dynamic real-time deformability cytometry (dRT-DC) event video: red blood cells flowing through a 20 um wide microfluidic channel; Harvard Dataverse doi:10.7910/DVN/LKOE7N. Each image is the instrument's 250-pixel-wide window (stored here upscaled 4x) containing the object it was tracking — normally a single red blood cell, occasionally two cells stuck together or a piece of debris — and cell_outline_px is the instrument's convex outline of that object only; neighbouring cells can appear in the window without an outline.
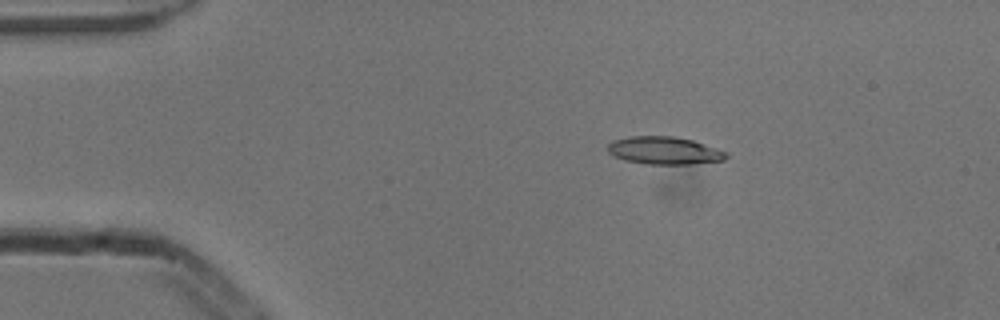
{"species": "common noctule bat (a hibernating species)", "species_latin": "Nyctalus noctula", "temperature_condition": "cold", "stored_images_in_passage": 6, "camera_frame_rate_fps": 3000, "um_per_image_px": 0.085, "animal": {"sex": "male", "body_mass_g": 13.3}, "frame": {"image": 1, "passage_image": 2, "time_ms": 0.333, "image_size_px": [1000, 320], "cell_outline_px": [[728, 156], [724, 160], [688, 164], [644, 164], [624, 160], [608, 152], [608, 144], [612, 140], [628, 136], [672, 136], [692, 140], [728, 152]], "centroid_in_image_um": [56.45, 12.79], "position_along_channel_um": 28.6, "area_um2": 19.07}}
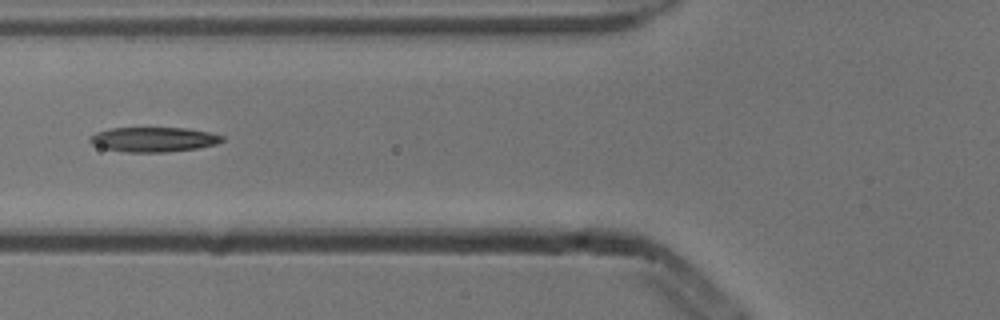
{"frame": {"image": 2, "passage_image": 5, "time_ms": 1.333, "image_size_px": [1000, 320], "cell_outline_px": [[224, 140], [216, 144], [196, 148], [168, 152], [124, 152], [104, 148], [92, 144], [88, 140], [96, 132], [112, 128], [184, 128], [208, 132], [224, 136]], "centroid_in_image_um": [13.05, 11.86], "position_along_channel_um": 112.7, "area_um2": 18.9}}
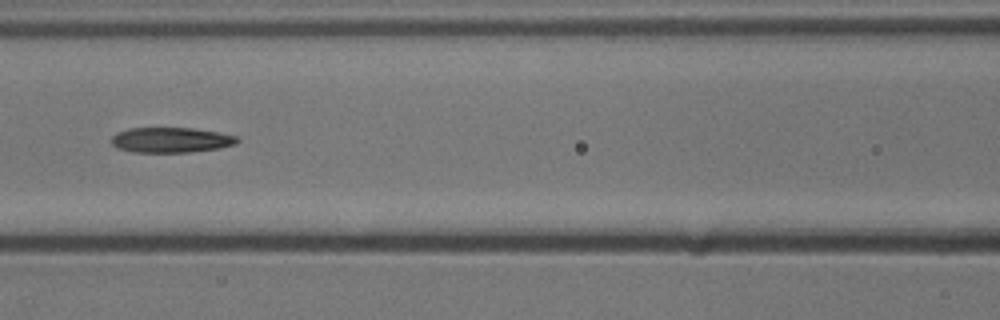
{"frame": {"image": 3, "passage_image": 6, "time_ms": 1.667, "image_size_px": [1000, 320], "cell_outline_px": [[240, 140], [236, 144], [216, 148], [188, 152], [132, 152], [116, 148], [112, 144], [112, 136], [116, 132], [128, 128], [192, 128], [216, 132], [236, 136]], "centroid_in_image_um": [14.48, 11.89], "position_along_channel_um": 152.1, "area_um2": 18.38}}